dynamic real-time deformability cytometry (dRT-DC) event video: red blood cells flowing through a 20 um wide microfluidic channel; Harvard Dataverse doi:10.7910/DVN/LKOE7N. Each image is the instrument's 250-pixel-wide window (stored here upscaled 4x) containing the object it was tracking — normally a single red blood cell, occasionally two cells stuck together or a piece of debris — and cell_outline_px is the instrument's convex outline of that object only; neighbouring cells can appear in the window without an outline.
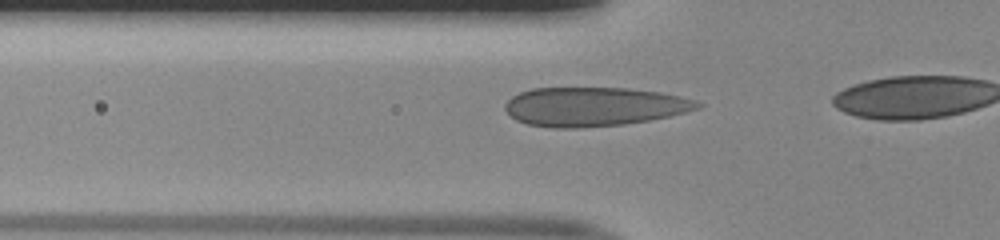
{"species": "human", "species_latin": "Homo sapiens", "temperature_condition": "room temperature", "stored_images_in_passage": 8, "camera_frame_rate_fps": 3000, "um_per_image_px": 0.085, "donor": {"sex": "male"}, "frame": {"image": 1, "passage_image": 3, "time_ms": 0.667, "image_size_px": [1000, 240], "cell_outline_px": [[704, 104], [700, 108], [668, 116], [648, 120], [624, 124], [580, 128], [552, 128], [528, 124], [516, 120], [504, 108], [504, 104], [512, 96], [520, 92], [532, 88], [628, 88], [660, 92], [680, 96], [696, 100]], "centroid_in_image_um": [50.48, 9.06], "position_along_channel_um": 75.3, "area_um2": 43.75}}
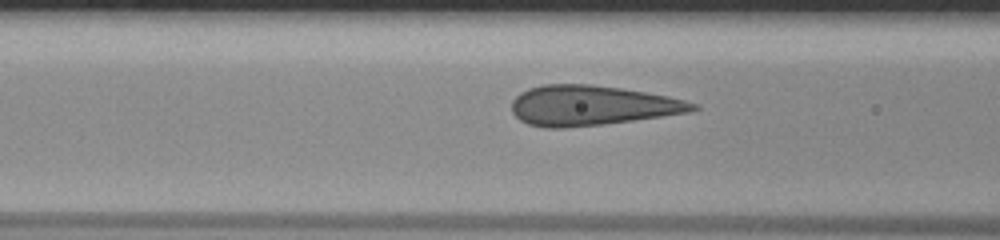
{"frame": {"image": 2, "passage_image": 6, "time_ms": 1.667, "image_size_px": [1000, 240], "cell_outline_px": [[700, 108], [688, 112], [604, 124], [568, 128], [544, 128], [528, 124], [520, 120], [512, 112], [512, 100], [520, 92], [528, 88], [544, 84], [592, 84], [620, 88], [668, 96], [700, 104]], "centroid_in_image_um": [50.26, 8.97], "position_along_channel_um": 116.3, "area_um2": 42.19}}